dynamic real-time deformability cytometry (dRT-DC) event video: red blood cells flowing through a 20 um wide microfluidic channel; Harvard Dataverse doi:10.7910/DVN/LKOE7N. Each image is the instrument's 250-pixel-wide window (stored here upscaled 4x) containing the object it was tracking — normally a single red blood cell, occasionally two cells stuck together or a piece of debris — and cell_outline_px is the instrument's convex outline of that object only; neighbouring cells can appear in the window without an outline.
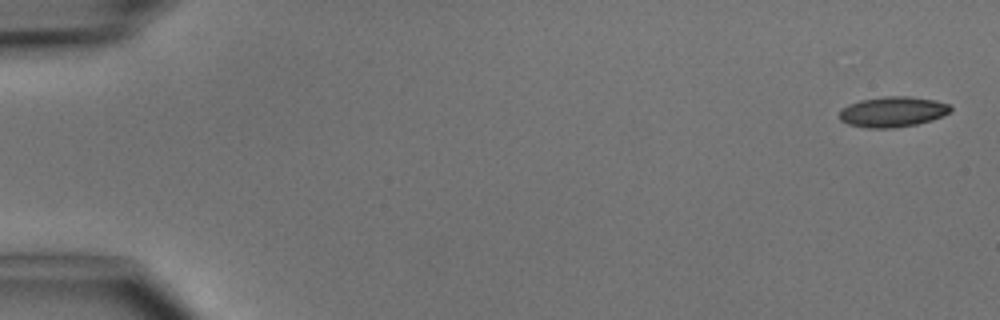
{"species": "common noctule bat (a hibernating species)", "species_latin": "Nyctalus noctula", "temperature_condition": "cold", "stored_images_in_passage": 4, "camera_frame_rate_fps": 3000, "um_per_image_px": 0.085, "animal": {"sex": "male", "body_mass_g": 15.6}, "frame": {"image": 1, "passage_image": 1, "time_ms": 0.0, "image_size_px": [1000, 320], "cell_outline_px": [[952, 108], [948, 112], [932, 120], [916, 124], [892, 128], [868, 128], [848, 124], [840, 120], [840, 108], [848, 104], [860, 100], [884, 96], [908, 96], [936, 100], [948, 104]], "centroid_in_image_um": [75.84, 9.49], "position_along_channel_um": 9.2, "area_um2": 19.65}}